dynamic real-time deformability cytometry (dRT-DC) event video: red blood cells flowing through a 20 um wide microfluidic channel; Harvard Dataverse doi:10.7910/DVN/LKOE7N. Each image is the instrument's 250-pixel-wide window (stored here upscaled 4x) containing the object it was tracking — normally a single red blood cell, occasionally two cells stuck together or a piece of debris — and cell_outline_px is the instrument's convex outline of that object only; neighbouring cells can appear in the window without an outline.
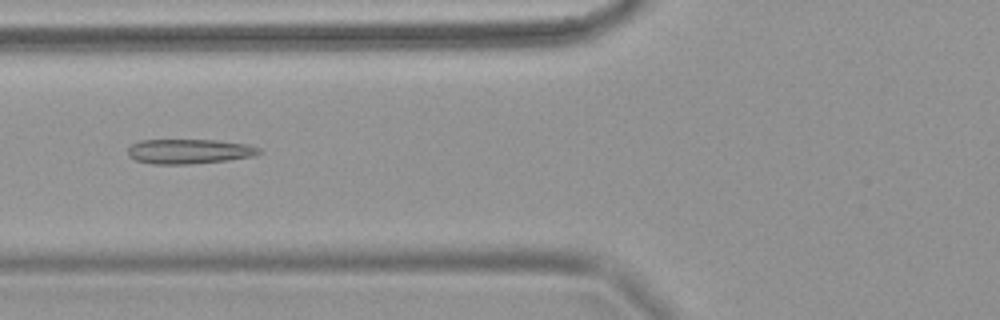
{"species": "common noctule bat (a hibernating species)", "species_latin": "Nyctalus noctula", "temperature_condition": "warm", "stored_images_in_passage": 63, "camera_frame_rate_fps": 3000, "um_per_image_px": 0.085, "animal": {"sex": "female", "body_mass_g": 18.4}, "frame": {"image": 1, "passage_image": 26, "time_ms": 8.333, "image_size_px": [1000, 320], "cell_outline_px": [[264, 152], [252, 156], [228, 160], [192, 164], [152, 164], [136, 160], [128, 156], [128, 148], [132, 144], [140, 140], [216, 140], [248, 144], [260, 148]], "centroid_in_image_um": [16.09, 12.87], "position_along_channel_um": 109.7, "area_um2": 19.02}}
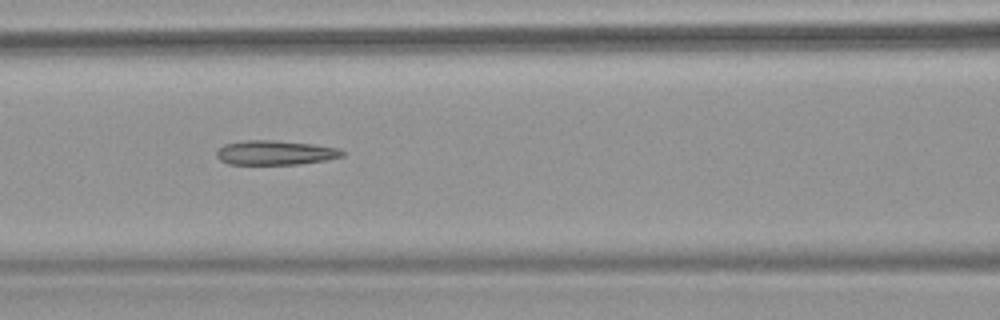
{"frame": {"image": 2, "passage_image": 29, "time_ms": 9.333, "image_size_px": [1000, 320], "cell_outline_px": [[344, 156], [328, 160], [300, 164], [228, 164], [220, 160], [216, 156], [216, 152], [224, 144], [244, 140], [276, 140], [312, 144], [340, 148], [344, 152]], "centroid_in_image_um": [23.42, 12.98], "position_along_channel_um": 143.2, "area_um2": 18.03}}
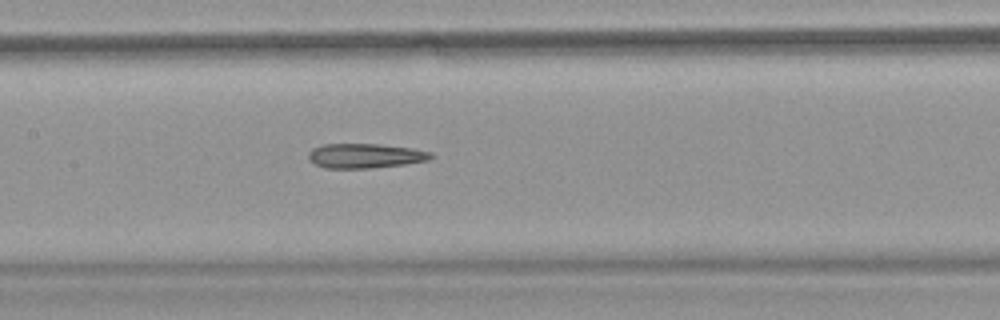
{"frame": {"image": 3, "passage_image": 32, "time_ms": 10.333, "image_size_px": [1000, 320], "cell_outline_px": [[436, 156], [428, 160], [404, 164], [368, 168], [324, 168], [308, 160], [308, 152], [312, 148], [324, 144], [380, 144], [412, 148], [432, 152]], "centroid_in_image_um": [31.04, 13.24], "position_along_channel_um": 176.4, "area_um2": 17.63}}